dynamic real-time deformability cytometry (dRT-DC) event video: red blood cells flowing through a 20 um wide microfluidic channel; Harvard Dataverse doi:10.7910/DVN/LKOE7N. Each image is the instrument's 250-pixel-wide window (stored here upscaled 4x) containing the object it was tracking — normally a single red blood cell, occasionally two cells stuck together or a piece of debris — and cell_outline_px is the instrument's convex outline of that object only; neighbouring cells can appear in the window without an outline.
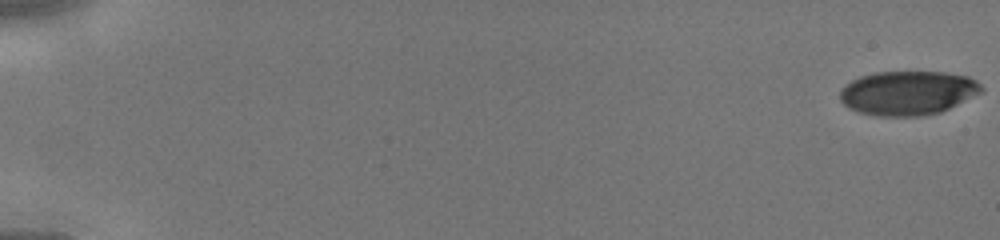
{"species": "human", "species_latin": "Homo sapiens", "temperature_condition": "cold", "stored_images_in_passage": 46, "camera_frame_rate_fps": 3000, "um_per_image_px": 0.085, "donor": {"sex": "male"}, "frame": {"image": 1, "passage_image": 1, "time_ms": 0.0, "image_size_px": [1000, 240], "cell_outline_px": [[984, 88], [980, 92], [940, 112], [924, 116], [876, 116], [860, 112], [848, 108], [840, 100], [840, 88], [844, 84], [860, 76], [876, 72], [944, 72], [968, 76], [976, 80]], "centroid_in_image_um": [77.12, 7.89], "position_along_channel_um": 7.9, "area_um2": 36.36}}
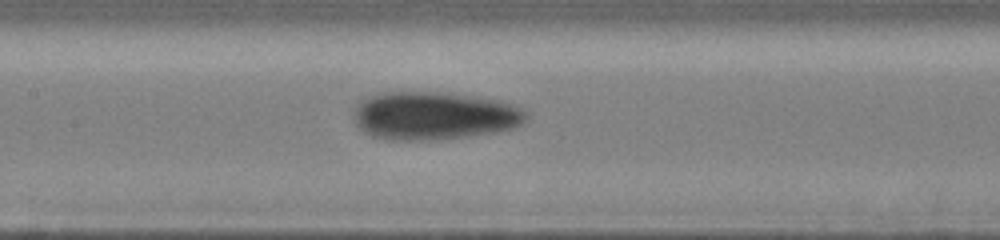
{"frame": {"image": 2, "passage_image": 24, "time_ms": 7.667, "image_size_px": [1000, 240], "cell_outline_px": [[528, 120], [516, 128], [496, 132], [468, 136], [428, 140], [388, 140], [372, 136], [364, 132], [356, 124], [352, 116], [352, 108], [364, 96], [380, 92], [440, 92], [472, 96], [500, 100], [512, 104], [528, 112]], "centroid_in_image_um": [36.86, 9.83], "position_along_channel_um": 170.5, "area_um2": 49.07}}
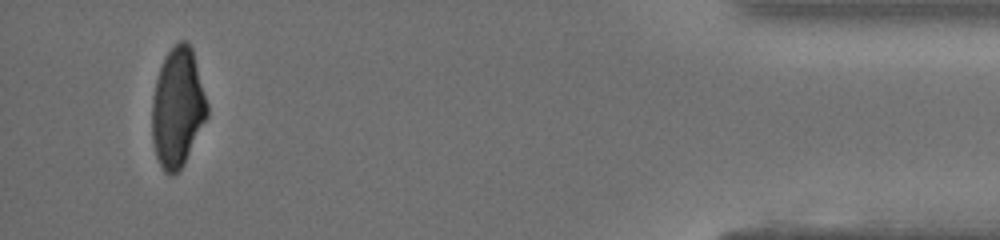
{"frame": {"image": 3, "passage_image": 44, "time_ms": 14.333, "image_size_px": [1000, 240], "cell_outline_px": [[208, 116], [184, 164], [172, 176], [168, 176], [164, 172], [156, 156], [152, 140], [152, 100], [156, 80], [164, 56], [180, 40], [184, 40], [192, 48], [208, 104]], "centroid_in_image_um": [15.09, 9.17], "position_along_channel_um": 420.1, "area_um2": 38.32}}